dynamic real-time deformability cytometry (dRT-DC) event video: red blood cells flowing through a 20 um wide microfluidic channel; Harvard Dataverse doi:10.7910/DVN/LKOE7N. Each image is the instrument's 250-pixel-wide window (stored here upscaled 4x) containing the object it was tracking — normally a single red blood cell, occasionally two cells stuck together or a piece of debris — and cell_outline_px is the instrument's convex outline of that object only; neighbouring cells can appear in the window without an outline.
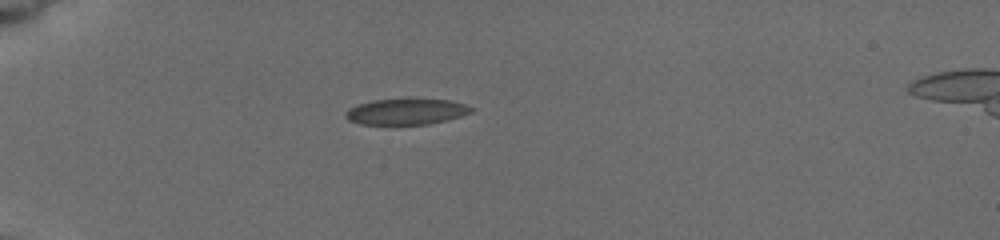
{"species": "common noctule bat (a hibernating species)", "species_latin": "Nyctalus noctula", "temperature_condition": "cold", "stored_images_in_passage": 44, "camera_frame_rate_fps": 3000, "um_per_image_px": 0.085, "animal": {"sex": "female", "body_mass_g": 19.5, "forearm_length_mm": 54.1}, "frame": {"image": 1, "passage_image": 1, "time_ms": 0.0, "image_size_px": [1000, 240], "cell_outline_px": [[476, 108], [472, 112], [460, 116], [428, 124], [360, 124], [348, 120], [344, 116], [344, 112], [348, 108], [356, 104], [372, 100], [404, 96], [416, 96], [448, 100], [464, 104]], "centroid_in_image_um": [34.5, 9.42], "position_along_channel_um": 50.5, "area_um2": 20.0}}
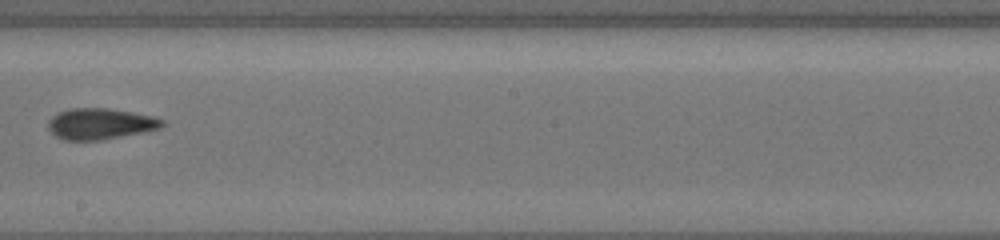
{"frame": {"image": 2, "passage_image": 26, "time_ms": 5.667, "image_size_px": [1000, 240], "cell_outline_px": [[164, 124], [160, 128], [100, 140], [64, 140], [56, 136], [48, 128], [48, 120], [52, 116], [60, 112], [72, 108], [108, 108], [132, 112], [152, 116], [164, 120]], "centroid_in_image_um": [8.5, 10.51], "position_along_channel_um": 239.7, "area_um2": 20.35}}
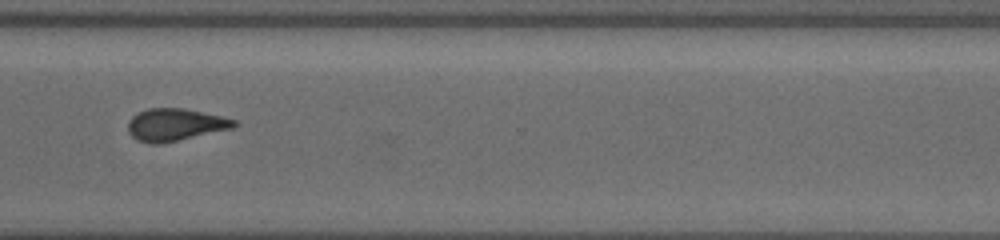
{"frame": {"image": 3, "passage_image": 43, "time_ms": 8.667, "image_size_px": [1000, 240], "cell_outline_px": [[240, 124], [232, 128], [160, 144], [148, 144], [136, 140], [128, 132], [128, 124], [132, 116], [148, 108], [184, 108], [220, 116], [236, 120]], "centroid_in_image_um": [14.87, 10.6], "position_along_channel_um": 355.7, "area_um2": 19.88}}